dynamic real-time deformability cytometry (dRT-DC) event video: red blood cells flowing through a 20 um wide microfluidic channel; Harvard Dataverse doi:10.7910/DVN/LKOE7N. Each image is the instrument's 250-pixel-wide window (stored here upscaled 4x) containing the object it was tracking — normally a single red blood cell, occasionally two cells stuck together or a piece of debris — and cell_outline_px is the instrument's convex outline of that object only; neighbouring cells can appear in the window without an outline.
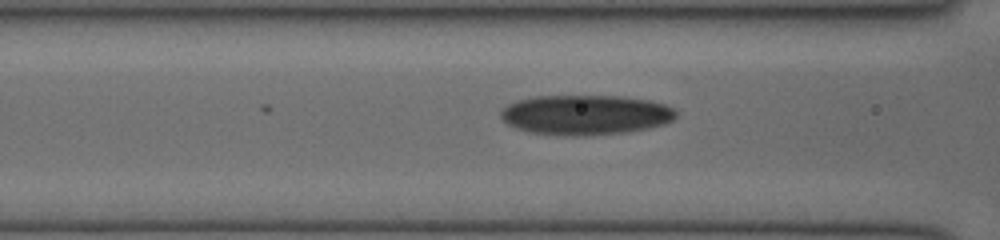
{"species": "human", "species_latin": "Homo sapiens", "temperature_condition": "cold", "stored_images_in_passage": 38, "camera_frame_rate_fps": 3000, "um_per_image_px": 0.085, "donor": {"sex": "female"}, "frame": {"image": 1, "passage_image": 16, "time_ms": 5.0, "image_size_px": [1000, 240], "cell_outline_px": [[676, 116], [672, 120], [664, 124], [648, 128], [628, 132], [580, 136], [572, 136], [528, 132], [516, 128], [508, 124], [500, 116], [500, 112], [508, 104], [516, 100], [536, 96], [620, 96], [648, 100], [664, 104], [676, 108]], "centroid_in_image_um": [49.77, 9.76], "position_along_channel_um": 116.8, "area_um2": 40.86}}
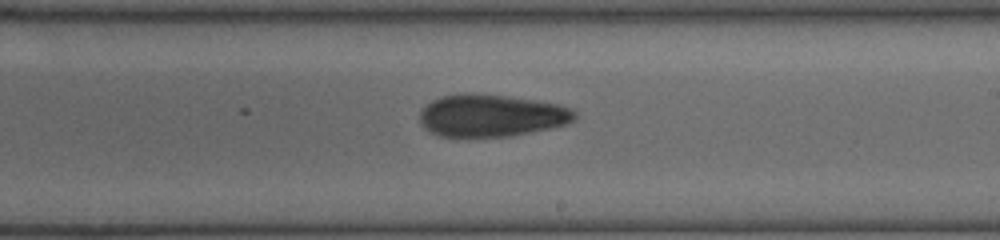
{"frame": {"image": 2, "passage_image": 25, "time_ms": 8.0, "image_size_px": [1000, 240], "cell_outline_px": [[576, 116], [572, 120], [564, 124], [548, 128], [512, 136], [440, 136], [424, 128], [420, 124], [420, 112], [432, 100], [440, 96], [472, 92], [536, 100], [560, 104], [572, 108], [576, 112]], "centroid_in_image_um": [41.75, 9.81], "position_along_channel_um": 247.3, "area_um2": 37.97}}
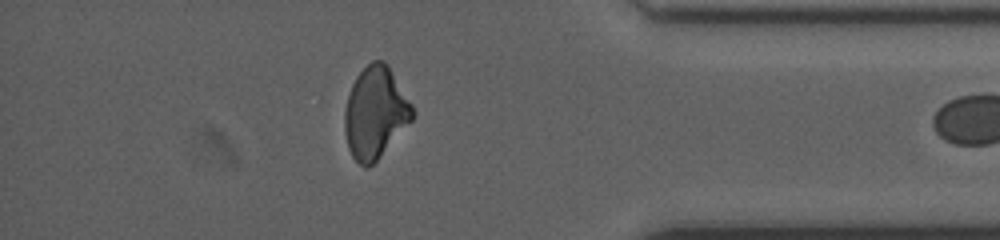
{"frame": {"image": 3, "passage_image": 37, "time_ms": 12.0, "image_size_px": [1000, 240], "cell_outline_px": [[416, 112], [412, 120], [376, 160], [368, 168], [364, 168], [352, 156], [348, 148], [344, 132], [344, 112], [348, 96], [352, 84], [356, 76], [372, 60], [384, 60], [388, 64], [412, 104]], "centroid_in_image_um": [31.9, 9.56], "position_along_channel_um": 403.3, "area_um2": 36.13}}